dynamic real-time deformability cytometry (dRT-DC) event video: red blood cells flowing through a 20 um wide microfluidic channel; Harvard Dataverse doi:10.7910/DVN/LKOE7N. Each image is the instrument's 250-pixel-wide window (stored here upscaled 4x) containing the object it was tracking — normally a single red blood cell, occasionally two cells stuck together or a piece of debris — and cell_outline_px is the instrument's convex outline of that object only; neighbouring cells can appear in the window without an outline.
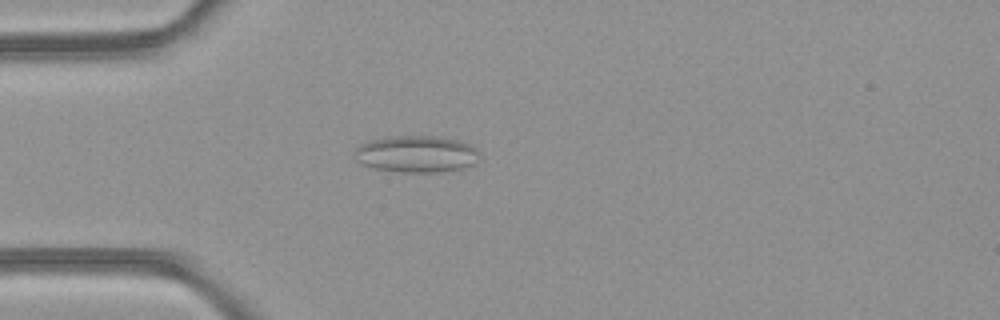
{"species": "common noctule bat (a hibernating species)", "species_latin": "Nyctalus noctula", "temperature_condition": "room temperature", "stored_images_in_passage": 48, "camera_frame_rate_fps": 3000, "um_per_image_px": 0.085, "animal": {"sex": "female", "body_mass_g": 21.9}, "frame": {"image": 1, "passage_image": 13, "time_ms": 4.0, "image_size_px": [1000, 320], "cell_outline_px": [[476, 160], [472, 164], [464, 168], [440, 172], [400, 172], [376, 168], [364, 164], [356, 160], [352, 152], [360, 144], [372, 140], [388, 136], [440, 136], [460, 140], [472, 144], [476, 148]], "centroid_in_image_um": [35.38, 13.08], "position_along_channel_um": 49.6, "area_um2": 26.82}}
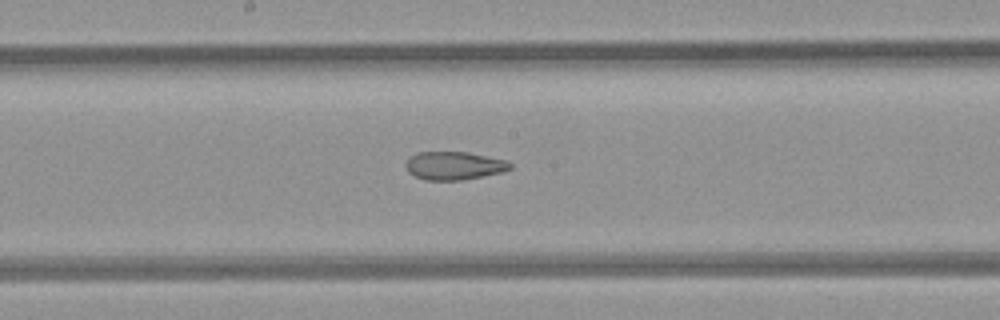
{"frame": {"image": 2, "passage_image": 25, "time_ms": 8.0, "image_size_px": [1000, 320], "cell_outline_px": [[512, 168], [500, 172], [460, 180], [424, 180], [408, 172], [404, 164], [416, 152], [468, 152], [504, 160], [512, 164]], "centroid_in_image_um": [38.55, 14.08], "position_along_channel_um": 209.6, "area_um2": 16.88}}
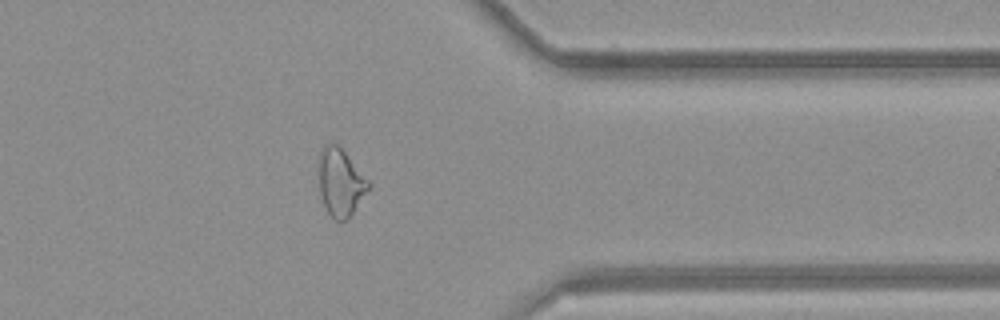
{"frame": {"image": 3, "passage_image": 38, "time_ms": 12.333, "image_size_px": [1000, 320], "cell_outline_px": [[372, 184], [352, 212], [344, 220], [336, 220], [328, 212], [324, 204], [320, 192], [320, 152], [324, 144], [336, 144], [344, 152]], "centroid_in_image_um": [28.95, 15.49], "position_along_channel_um": 382.5, "area_um2": 18.73}, "authors_computed_cell_mechanics": {"area_um2": 21.5594, "velocity_mm_per_s": 4.2736, "shape_relaxation_time_tau1_ms": null, "shape_relaxation_time_tau2_ms": 2.7972, "deformation_change_tau1": null, "deformation_change_tau2": 0.1053}}